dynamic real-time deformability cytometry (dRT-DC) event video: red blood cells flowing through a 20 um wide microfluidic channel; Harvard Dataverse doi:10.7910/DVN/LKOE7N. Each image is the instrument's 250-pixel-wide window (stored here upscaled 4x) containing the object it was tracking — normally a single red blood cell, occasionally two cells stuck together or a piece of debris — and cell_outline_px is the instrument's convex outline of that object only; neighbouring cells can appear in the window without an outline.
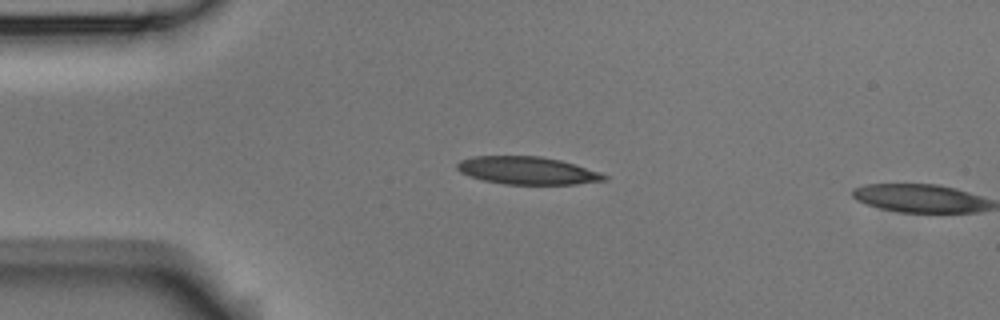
{"species": "Egyptian fruit bat (a non-hibernating species)", "species_latin": "Rousettus aegyptiacus", "temperature_condition": "room temperature", "stored_images_in_passage": 3, "camera_frame_rate_fps": 3000, "um_per_image_px": 0.085, "animal": {"sex": "male"}, "frame": {"image": 1, "passage_image": 2, "time_ms": 0.333, "image_size_px": [1000, 320], "cell_outline_px": [[608, 176], [604, 180], [576, 184], [504, 184], [484, 180], [460, 172], [456, 168], [456, 164], [460, 160], [472, 156], [540, 156], [560, 160], [600, 172]], "centroid_in_image_um": [44.8, 14.49], "position_along_channel_um": 40.2, "area_um2": 23.52}}